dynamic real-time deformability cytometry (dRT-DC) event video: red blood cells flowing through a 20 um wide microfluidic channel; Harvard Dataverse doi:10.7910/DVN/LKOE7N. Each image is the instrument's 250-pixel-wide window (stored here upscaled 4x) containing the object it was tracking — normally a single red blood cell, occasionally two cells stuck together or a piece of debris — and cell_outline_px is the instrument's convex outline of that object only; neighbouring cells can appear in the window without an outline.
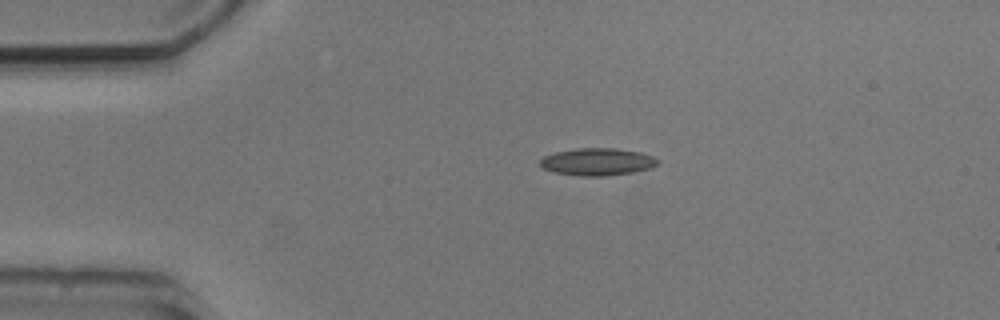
{"species": "common noctule bat (a hibernating species)", "species_latin": "Nyctalus noctula", "temperature_condition": "cold", "stored_images_in_passage": 2, "camera_frame_rate_fps": 3000, "um_per_image_px": 0.085, "animal": {"sex": "male", "body_mass_g": 20.5, "forearm_length_mm": 52.5}, "frame": {"image": 1, "passage_image": 1, "time_ms": 0.0, "image_size_px": [1000, 320], "cell_outline_px": [[660, 164], [652, 168], [632, 172], [608, 176], [580, 176], [552, 172], [544, 168], [540, 164], [540, 160], [544, 156], [556, 152], [576, 148], [616, 148], [640, 152], [652, 156], [660, 160]], "centroid_in_image_um": [50.81, 13.75], "position_along_channel_um": 34.2, "area_um2": 18.9}}